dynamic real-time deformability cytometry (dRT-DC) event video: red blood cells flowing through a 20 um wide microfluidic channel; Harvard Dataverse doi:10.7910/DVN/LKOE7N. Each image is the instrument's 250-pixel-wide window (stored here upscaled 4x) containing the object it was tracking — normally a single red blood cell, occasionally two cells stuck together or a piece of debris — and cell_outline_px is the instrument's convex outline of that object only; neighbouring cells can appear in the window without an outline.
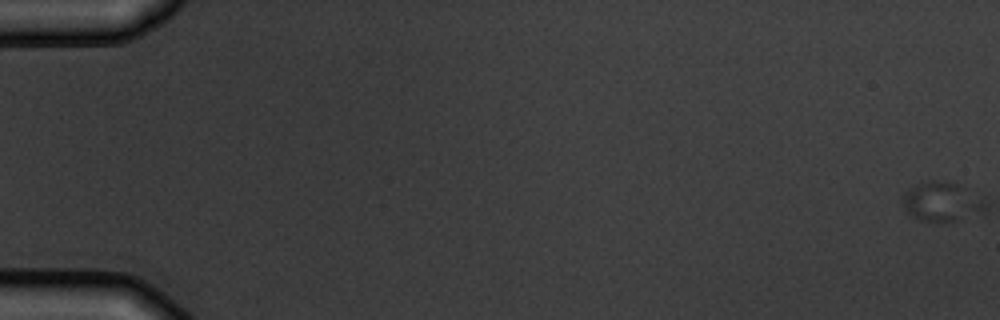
{"species": "common noctule bat (a hibernating species)", "species_latin": "Nyctalus noctula", "temperature_condition": "warm", "stored_images_in_passage": 7, "segment_of_instrument_passage": [1, 2], "camera_frame_rate_fps": 3000, "um_per_image_px": 0.085, "animal": {"sex": "male", "body_mass_g": 19.5, "forearm_length_mm": 54.6}, "frame": {"image": 1, "passage_image": 1, "time_ms": 0.0, "image_size_px": [1000, 320], "cell_outline_px": [[964, 188], [956, 220], [920, 220], [912, 216], [908, 212], [904, 204], [904, 196], [908, 188], [916, 184], [928, 180], [932, 180], [956, 184]], "centroid_in_image_um": [79.37, 17.05], "position_along_channel_um": 5.6, "area_um2": 14.22}}
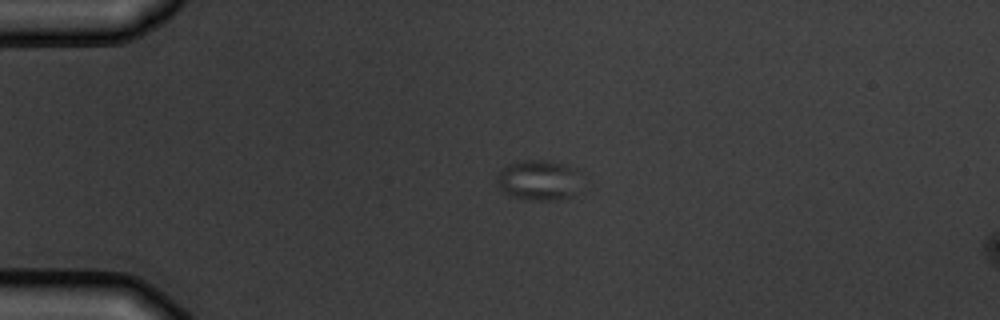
{"frame": {"image": 2, "passage_image": 5, "time_ms": 4.667, "image_size_px": [1000, 320], "cell_outline_px": [[576, 196], [560, 200], [528, 200], [512, 196], [504, 192], [500, 188], [496, 180], [496, 176], [508, 164], [520, 160], [544, 160], [564, 164], [576, 168]], "centroid_in_image_um": [45.75, 15.32], "position_along_channel_um": 39.2, "area_um2": 19.71}}